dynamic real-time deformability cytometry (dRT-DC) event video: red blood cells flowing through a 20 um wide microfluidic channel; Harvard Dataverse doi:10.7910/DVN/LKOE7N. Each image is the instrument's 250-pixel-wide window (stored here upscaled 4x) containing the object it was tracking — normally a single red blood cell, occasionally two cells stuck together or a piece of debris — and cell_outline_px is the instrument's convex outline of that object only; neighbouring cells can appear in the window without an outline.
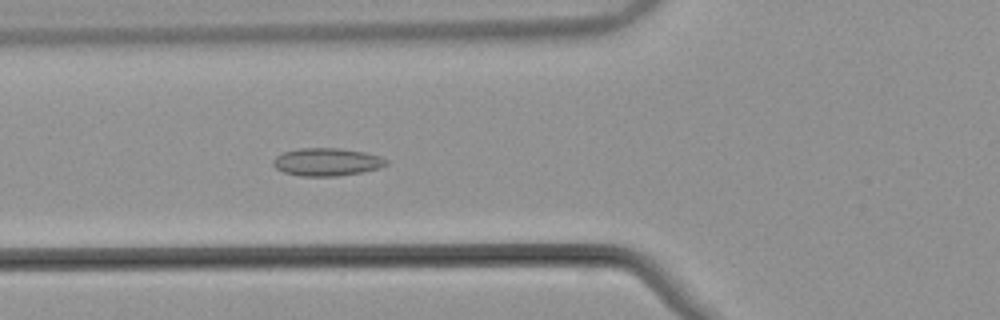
{"species": "common noctule bat (a hibernating species)", "species_latin": "Nyctalus noctula", "temperature_condition": "warm", "stored_images_in_passage": 54, "camera_frame_rate_fps": 3000, "um_per_image_px": 0.085, "animal": {"sex": "male", "body_mass_g": 21.5, "forearm_length_mm": 52.0}, "frame": {"image": 1, "passage_image": 21, "time_ms": 6.667, "image_size_px": [1000, 320], "cell_outline_px": [[388, 164], [380, 168], [364, 172], [336, 176], [300, 176], [284, 172], [276, 168], [272, 164], [272, 160], [276, 156], [284, 152], [300, 148], [340, 148], [364, 152], [380, 156], [388, 160]], "centroid_in_image_um": [27.8, 13.77], "position_along_channel_um": 98.0, "area_um2": 18.44}}
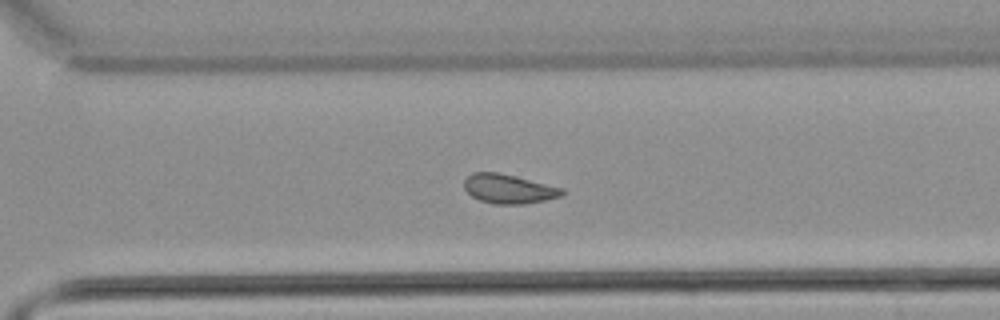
{"frame": {"image": 2, "passage_image": 39, "time_ms": 12.667, "image_size_px": [1000, 320], "cell_outline_px": [[564, 192], [560, 196], [544, 200], [524, 204], [492, 204], [480, 200], [472, 196], [464, 188], [464, 180], [472, 172], [496, 172], [564, 188]], "centroid_in_image_um": [43.21, 16.06], "position_along_channel_um": 327.4, "area_um2": 16.47}}
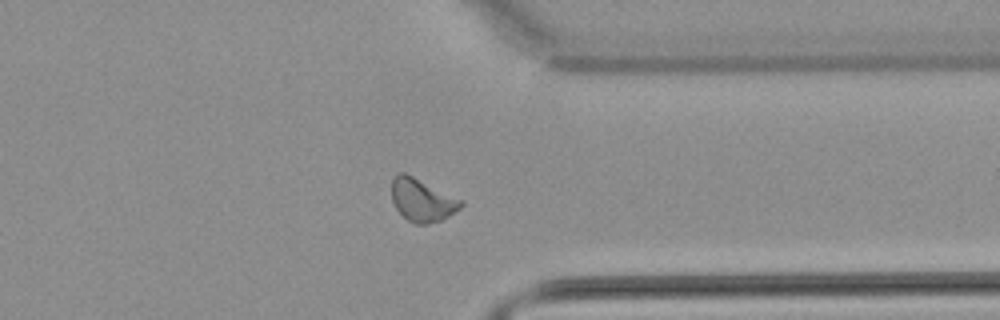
{"frame": {"image": 3, "passage_image": 43, "time_ms": 14.0, "image_size_px": [1000, 320], "cell_outline_px": [[464, 204], [460, 208], [448, 216], [440, 220], [428, 224], [416, 224], [408, 220], [396, 208], [392, 200], [392, 176], [400, 172], [404, 172], [464, 200]], "centroid_in_image_um": [35.88, 16.99], "position_along_channel_um": 375.5, "area_um2": 17.22}, "authors_computed_cell_mechanics": {"area_um2": 17.34, "velocity_mm_per_s": 3.8201, "shape_relaxation_time_tau1_ms": null, "shape_relaxation_time_tau2_ms": 2.5369, "deformation_change_tau1": null, "deformation_change_tau2": 0.0843}}